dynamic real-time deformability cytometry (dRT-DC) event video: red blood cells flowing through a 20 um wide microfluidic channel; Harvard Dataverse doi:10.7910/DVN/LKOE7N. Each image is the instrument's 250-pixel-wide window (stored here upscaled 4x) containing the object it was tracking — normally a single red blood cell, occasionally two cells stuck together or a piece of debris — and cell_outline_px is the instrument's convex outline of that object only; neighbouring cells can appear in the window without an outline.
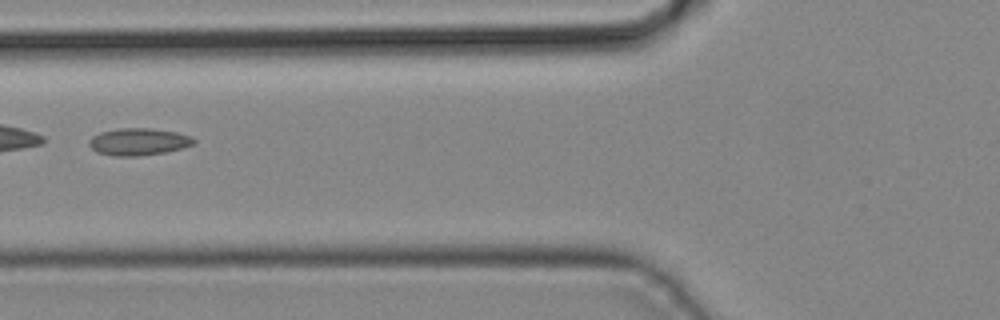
{"species": "common noctule bat (a hibernating species)", "species_latin": "Nyctalus noctula", "temperature_condition": "cold", "stored_images_in_passage": 10, "camera_frame_rate_fps": 3000, "um_per_image_px": 0.085, "animal": {"sex": "male", "body_mass_g": 19.2, "forearm_length_mm": 51.8}, "frame": {"image": 1, "passage_image": 5, "time_ms": 1.333, "image_size_px": [1000, 320], "cell_outline_px": [[196, 144], [184, 148], [164, 152], [136, 156], [112, 156], [96, 152], [88, 144], [88, 140], [92, 136], [100, 132], [120, 128], [152, 128], [176, 132], [192, 136], [196, 140]], "centroid_in_image_um": [11.79, 12.04], "position_along_channel_um": 114.0, "area_um2": 16.76}}
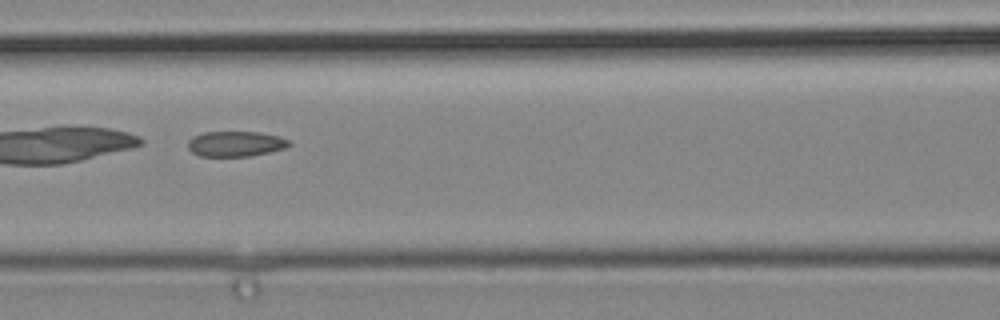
{"frame": {"image": 2, "passage_image": 7, "time_ms": 2.0, "image_size_px": [1000, 320], "cell_outline_px": [[292, 144], [284, 148], [268, 152], [248, 156], [200, 156], [192, 152], [188, 148], [188, 140], [192, 136], [204, 132], [256, 132], [280, 136], [288, 140]], "centroid_in_image_um": [20.0, 12.22], "position_along_channel_um": 146.6, "area_um2": 14.85}}